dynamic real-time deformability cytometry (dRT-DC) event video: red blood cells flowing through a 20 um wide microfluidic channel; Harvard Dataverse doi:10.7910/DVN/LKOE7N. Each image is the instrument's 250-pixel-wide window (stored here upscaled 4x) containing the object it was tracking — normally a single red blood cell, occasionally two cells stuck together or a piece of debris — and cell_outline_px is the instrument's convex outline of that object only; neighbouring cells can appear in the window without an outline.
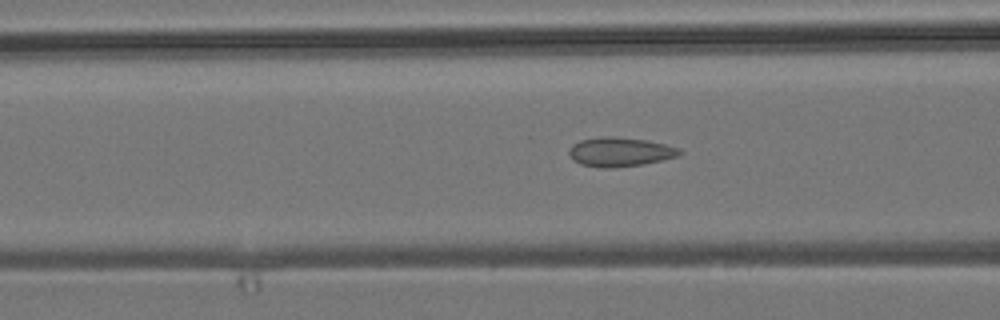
{"species": "common noctule bat (a hibernating species)", "species_latin": "Nyctalus noctula", "temperature_condition": "room temperature", "stored_images_in_passage": 43, "camera_frame_rate_fps": 3000, "um_per_image_px": 0.085, "animal": {"sex": "male", "body_mass_g": 19.2, "forearm_length_mm": 51.8}, "frame": {"image": 1, "passage_image": 10, "time_ms": 3.0, "image_size_px": [1000, 320], "cell_outline_px": [[684, 152], [676, 156], [644, 164], [612, 168], [600, 168], [580, 164], [572, 160], [568, 152], [568, 148], [572, 144], [580, 140], [600, 136], [612, 136], [648, 140], [680, 148]], "centroid_in_image_um": [52.65, 12.91], "position_along_channel_um": 113.9, "area_um2": 19.02}}
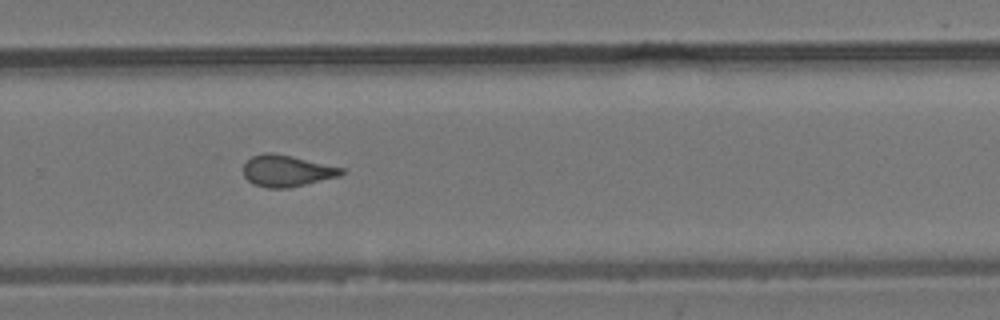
{"frame": {"image": 2, "passage_image": 25, "time_ms": 8.0, "image_size_px": [1000, 320], "cell_outline_px": [[344, 172], [340, 176], [288, 188], [268, 188], [252, 184], [244, 176], [244, 164], [252, 156], [264, 152], [272, 152], [292, 156], [344, 168]], "centroid_in_image_um": [24.36, 14.52], "position_along_channel_um": 305.4, "area_um2": 17.98}}
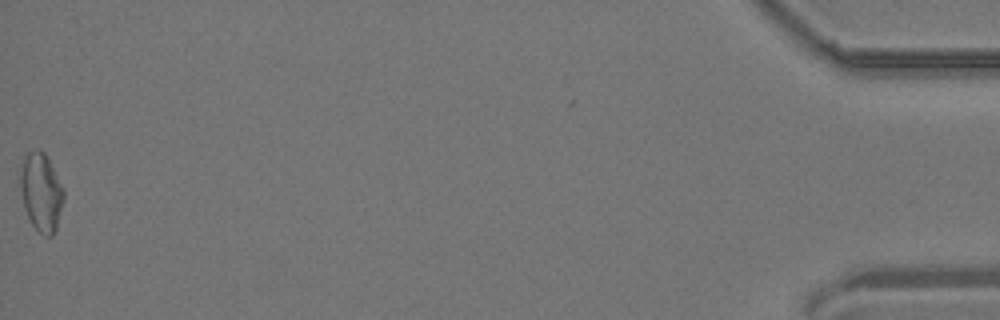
{"frame": {"image": 3, "passage_image": 43, "time_ms": 14.0, "image_size_px": [1000, 320], "cell_outline_px": [[64, 196], [56, 228], [52, 236], [44, 236], [32, 224], [24, 208], [20, 188], [20, 172], [24, 152], [40, 148], [44, 152], [64, 188]], "centroid_in_image_um": [3.48, 16.28], "position_along_channel_um": 431.7, "area_um2": 19.83}, "authors_computed_cell_mechanics": {"area_um2": 18.207, "velocity_mm_per_s": 3.8428, "shape_relaxation_time_tau1_ms": null, "shape_relaxation_time_tau2_ms": 1.5476, "deformation_change_tau1": null, "deformation_change_tau2": 0.0863}}